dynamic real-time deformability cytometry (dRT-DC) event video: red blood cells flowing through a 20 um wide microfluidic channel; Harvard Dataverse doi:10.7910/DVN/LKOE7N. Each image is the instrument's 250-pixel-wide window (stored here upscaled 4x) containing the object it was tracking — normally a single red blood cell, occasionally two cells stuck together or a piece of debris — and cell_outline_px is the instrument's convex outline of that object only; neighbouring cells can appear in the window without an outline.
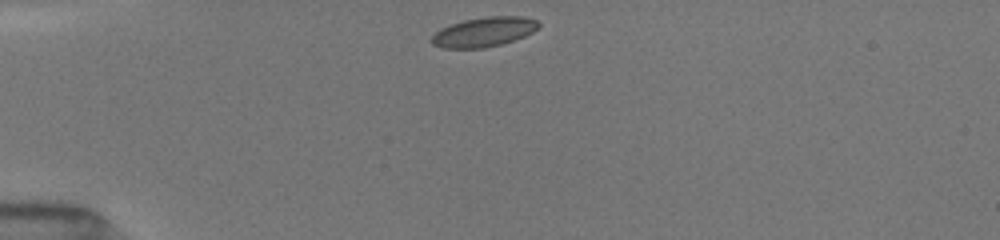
{"species": "common noctule bat (a hibernating species)", "species_latin": "Nyctalus noctula", "temperature_condition": "room temperature", "stored_images_in_passage": 39, "camera_frame_rate_fps": 3000, "um_per_image_px": 0.085, "animal": {"sex": "female", "body_mass_g": 19.5, "forearm_length_mm": 54.1}, "frame": {"image": 1, "passage_image": 1, "time_ms": 0.0, "image_size_px": [1000, 240], "cell_outline_px": [[540, 24], [532, 32], [524, 36], [500, 44], [484, 48], [440, 48], [432, 44], [432, 36], [440, 28], [464, 20], [488, 16], [524, 16], [536, 20]], "centroid_in_image_um": [41.11, 2.71], "position_along_channel_um": 43.9, "area_um2": 18.26}}
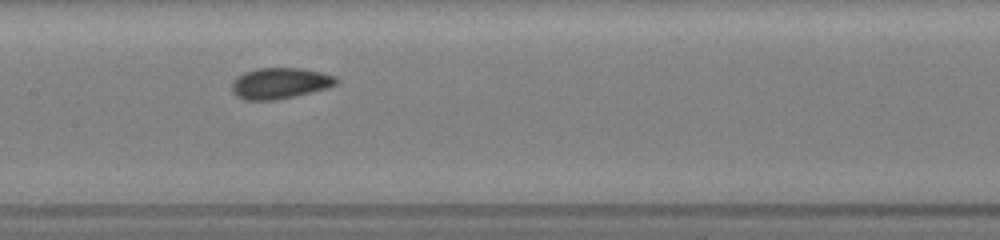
{"frame": {"image": 2, "passage_image": 14, "time_ms": 4.333, "image_size_px": [1000, 240], "cell_outline_px": [[340, 80], [336, 84], [328, 88], [296, 96], [276, 100], [244, 100], [236, 96], [232, 92], [232, 80], [236, 76], [244, 72], [256, 68], [304, 68], [336, 76]], "centroid_in_image_um": [23.79, 7.07], "position_along_channel_um": 183.6, "area_um2": 19.19}}
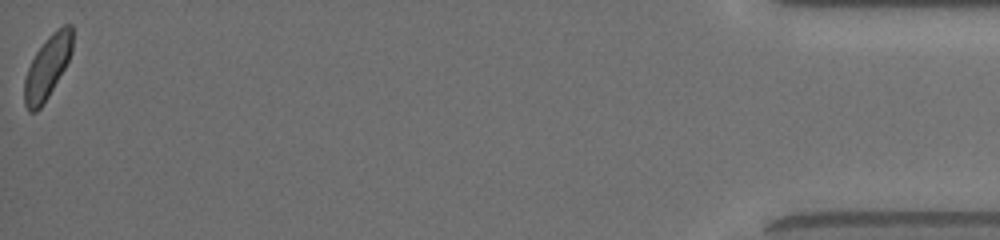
{"frame": {"image": 3, "passage_image": 39, "time_ms": 12.667, "image_size_px": [1000, 240], "cell_outline_px": [[72, 52], [64, 68], [44, 104], [36, 112], [28, 112], [24, 104], [24, 80], [28, 68], [36, 52], [48, 36], [56, 28], [64, 24], [72, 24]], "centroid_in_image_um": [4.02, 5.71], "position_along_channel_um": 431.2, "area_um2": 17.57}, "authors_computed_cell_mechanics": {"area_um2": 18.2648, "velocity_mm_per_s": 4.0105, "shape_relaxation_time_tau1_ms": 2.2229, "shape_relaxation_time_tau2_ms": 2.4921, "deformation_change_tau1": 0.0745, "deformation_change_tau2": 0.042}}